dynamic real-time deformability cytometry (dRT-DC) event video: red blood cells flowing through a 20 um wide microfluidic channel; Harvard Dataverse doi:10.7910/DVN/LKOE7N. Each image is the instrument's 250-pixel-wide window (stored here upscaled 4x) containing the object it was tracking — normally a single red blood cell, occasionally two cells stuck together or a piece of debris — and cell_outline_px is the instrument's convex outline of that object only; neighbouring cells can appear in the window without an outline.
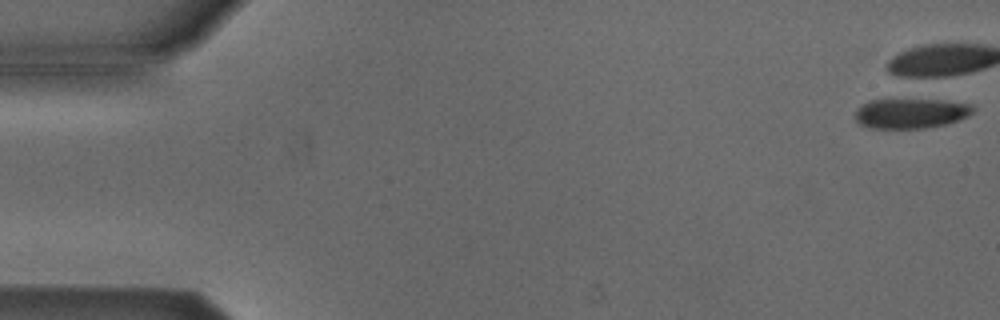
{"species": "Egyptian fruit bat (a non-hibernating species)", "species_latin": "Rousettus aegyptiacus", "temperature_condition": "cold", "stored_images_in_passage": 19, "camera_frame_rate_fps": 3000, "um_per_image_px": 0.085, "animal": {"sex": "male"}, "frame": {"image": 1, "passage_image": 1, "time_ms": 0.0, "image_size_px": [1000, 320], "cell_outline_px": [[976, 108], [968, 116], [944, 124], [924, 128], [872, 128], [860, 124], [856, 120], [856, 108], [868, 100], [944, 100], [972, 104]], "centroid_in_image_um": [77.41, 9.62], "position_along_channel_um": 7.6, "area_um2": 20.4}}
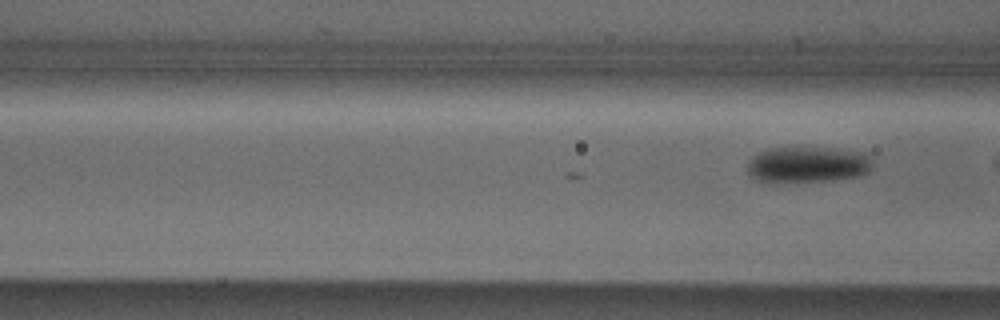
{"frame": {"image": 2, "passage_image": 19, "time_ms": 6.0, "image_size_px": [1000, 320], "cell_outline_px": [[872, 168], [868, 172], [856, 176], [832, 180], [756, 180], [748, 172], [748, 164], [752, 156], [768, 148], [836, 148], [860, 152], [872, 156]], "centroid_in_image_um": [68.71, 13.95], "position_along_channel_um": 97.9, "area_um2": 25.61}}